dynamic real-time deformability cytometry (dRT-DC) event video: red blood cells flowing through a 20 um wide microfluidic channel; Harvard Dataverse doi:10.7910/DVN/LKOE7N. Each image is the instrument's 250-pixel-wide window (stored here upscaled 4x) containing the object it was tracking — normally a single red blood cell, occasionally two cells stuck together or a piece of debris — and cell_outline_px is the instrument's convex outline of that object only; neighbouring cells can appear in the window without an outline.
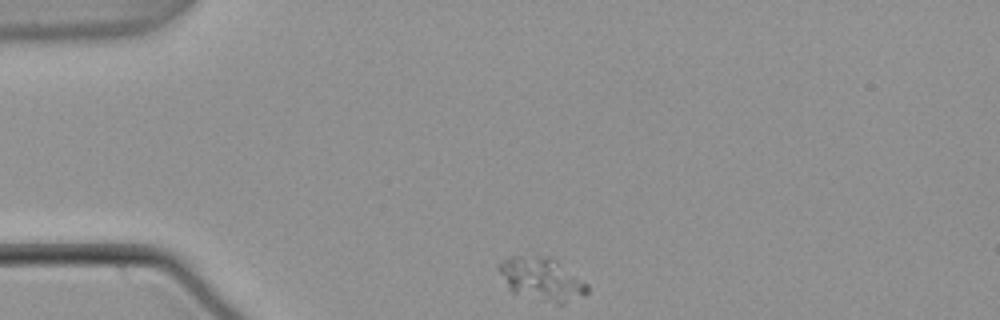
{"species": "common noctule bat (a hibernating species)", "species_latin": "Nyctalus noctula", "temperature_condition": "warm", "stored_images_in_passage": 35, "camera_frame_rate_fps": 3000, "um_per_image_px": 0.085, "animal": {"sex": "male", "body_mass_g": 21.5, "forearm_length_mm": 52.0}, "frame": {"image": 1, "passage_image": 1, "time_ms": 0.0, "image_size_px": [1000, 320], "cell_outline_px": [[588, 292], [584, 296], [564, 304], [556, 304], [540, 300], [512, 292], [508, 288], [496, 268], [496, 264], [500, 260], [512, 256], [552, 256], [588, 284]], "centroid_in_image_um": [46.04, 23.71], "position_along_channel_um": 39.0, "area_um2": 22.54}}
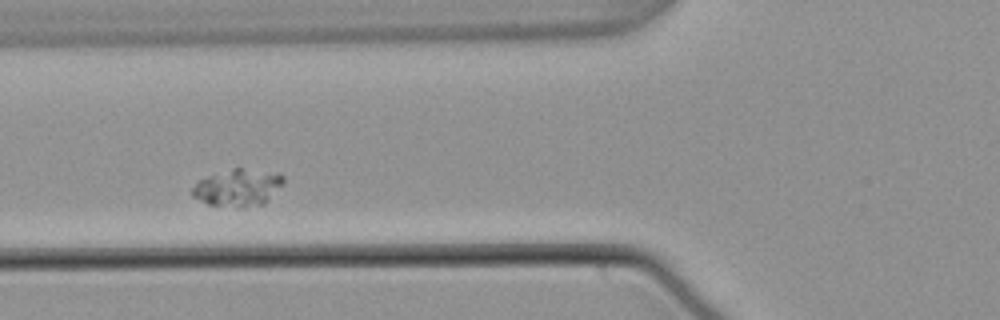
{"frame": {"image": 2, "passage_image": 10, "time_ms": 3.0, "image_size_px": [1000, 320], "cell_outline_px": [[284, 184], [264, 204], [244, 208], [236, 208], [208, 204], [192, 196], [192, 188], [196, 180], [232, 168], [240, 168], [280, 172], [284, 176]], "centroid_in_image_um": [20.25, 15.95], "position_along_channel_um": 105.6, "area_um2": 20.17}}
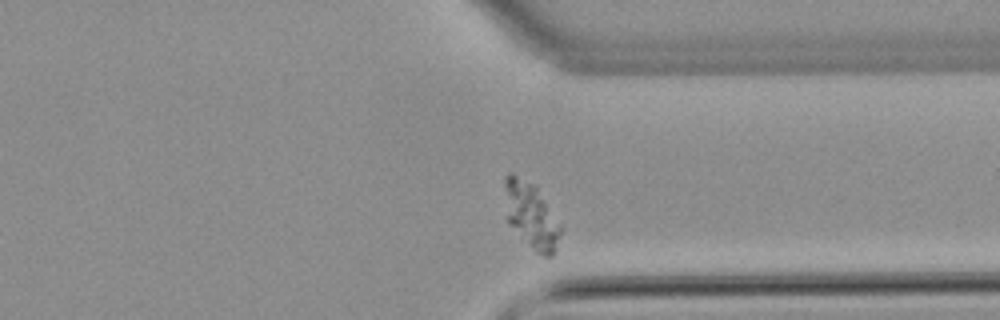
{"frame": {"image": 3, "passage_image": 32, "time_ms": 10.333, "image_size_px": [1000, 320], "cell_outline_px": [[560, 232], [552, 256], [544, 256], [536, 252], [508, 224], [504, 184], [504, 176], [516, 176], [536, 184], [560, 224]], "centroid_in_image_um": [45.14, 18.3], "position_along_channel_um": 366.3, "area_um2": 20.98}}